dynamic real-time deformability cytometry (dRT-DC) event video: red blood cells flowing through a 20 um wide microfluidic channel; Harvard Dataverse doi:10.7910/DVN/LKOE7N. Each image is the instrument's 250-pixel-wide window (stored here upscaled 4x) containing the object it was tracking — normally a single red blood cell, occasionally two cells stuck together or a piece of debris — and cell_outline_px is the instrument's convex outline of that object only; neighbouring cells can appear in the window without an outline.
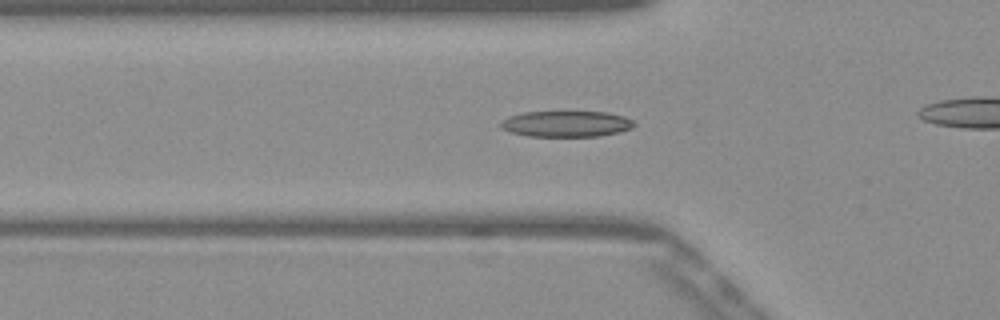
{"species": "Egyptian fruit bat (a non-hibernating species)", "species_latin": "Rousettus aegyptiacus", "temperature_condition": "warm", "stored_images_in_passage": 39, "camera_frame_rate_fps": 3000, "um_per_image_px": 0.085, "frame": {"image": 1, "passage_image": 12, "time_ms": 3.667, "image_size_px": [1000, 320], "cell_outline_px": [[636, 124], [632, 128], [620, 132], [600, 136], [528, 136], [512, 132], [500, 128], [500, 120], [508, 116], [524, 112], [564, 108], [568, 108], [608, 112], [624, 116], [632, 120]], "centroid_in_image_um": [48.13, 10.46], "position_along_channel_um": 77.7, "area_um2": 21.56}}
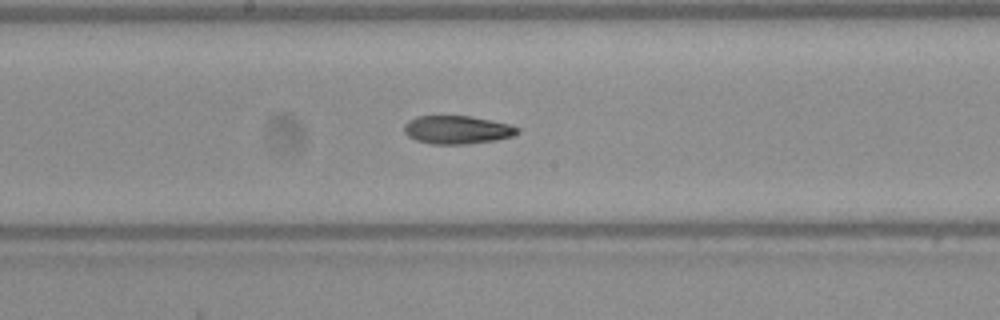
{"frame": {"image": 2, "passage_image": 22, "time_ms": 7.0, "image_size_px": [1000, 320], "cell_outline_px": [[520, 132], [512, 136], [496, 140], [468, 144], [432, 144], [416, 140], [408, 136], [404, 132], [404, 124], [408, 120], [416, 116], [472, 116], [512, 124], [520, 128]], "centroid_in_image_um": [38.88, 11.03], "position_along_channel_um": 209.3, "area_um2": 18.9}}
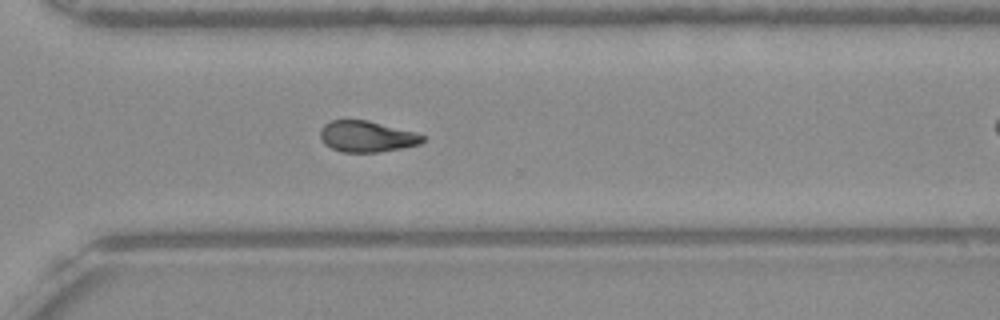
{"frame": {"image": 3, "passage_image": 32, "time_ms": 10.333, "image_size_px": [1000, 320], "cell_outline_px": [[424, 140], [420, 144], [380, 152], [344, 152], [332, 148], [324, 144], [320, 136], [320, 128], [324, 124], [332, 120], [368, 120], [416, 132], [424, 136]], "centroid_in_image_um": [31.17, 11.59], "position_along_channel_um": 339.4, "area_um2": 18.55}, "authors_computed_cell_mechanics": {"area_um2": 19.363, "velocity_mm_per_s": 3.9081, "shape_relaxation_time_tau1_ms": 9.1038, "shape_relaxation_time_tau2_ms": 4.7066, "deformation_change_tau1": 0.2173, "deformation_change_tau2": 0.1266}}